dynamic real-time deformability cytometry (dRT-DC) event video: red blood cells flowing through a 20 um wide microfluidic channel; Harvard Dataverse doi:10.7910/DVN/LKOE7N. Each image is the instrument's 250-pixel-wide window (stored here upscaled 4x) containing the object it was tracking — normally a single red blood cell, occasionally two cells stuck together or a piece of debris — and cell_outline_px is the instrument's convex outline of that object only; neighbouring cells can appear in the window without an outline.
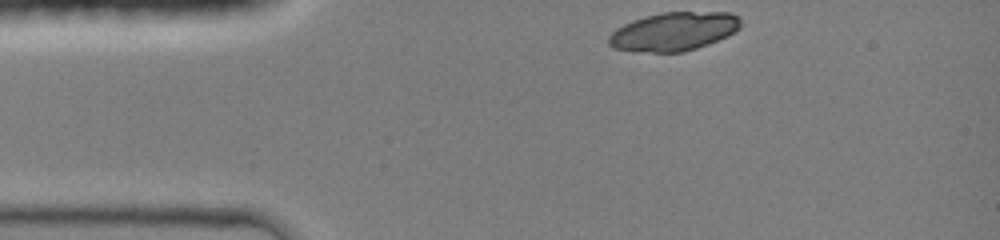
{"species": "common noctule bat (a hibernating species)", "species_latin": "Nyctalus noctula", "temperature_condition": "room temperature", "stored_images_in_passage": 13, "camera_frame_rate_fps": 3000, "um_per_image_px": 0.085, "animal": {"sex": "female", "body_mass_g": 19.0, "forearm_length_mm": 51.5}, "frame": {"image": 1, "passage_image": 1, "time_ms": 0.0, "image_size_px": [1000, 240], "cell_outline_px": [[740, 28], [728, 36], [708, 44], [684, 52], [636, 52], [612, 48], [608, 44], [608, 36], [616, 28], [632, 20], [644, 16], [664, 12], [732, 12], [740, 16]], "centroid_in_image_um": [57.26, 2.68], "position_along_channel_um": 27.7, "area_um2": 30.0}}